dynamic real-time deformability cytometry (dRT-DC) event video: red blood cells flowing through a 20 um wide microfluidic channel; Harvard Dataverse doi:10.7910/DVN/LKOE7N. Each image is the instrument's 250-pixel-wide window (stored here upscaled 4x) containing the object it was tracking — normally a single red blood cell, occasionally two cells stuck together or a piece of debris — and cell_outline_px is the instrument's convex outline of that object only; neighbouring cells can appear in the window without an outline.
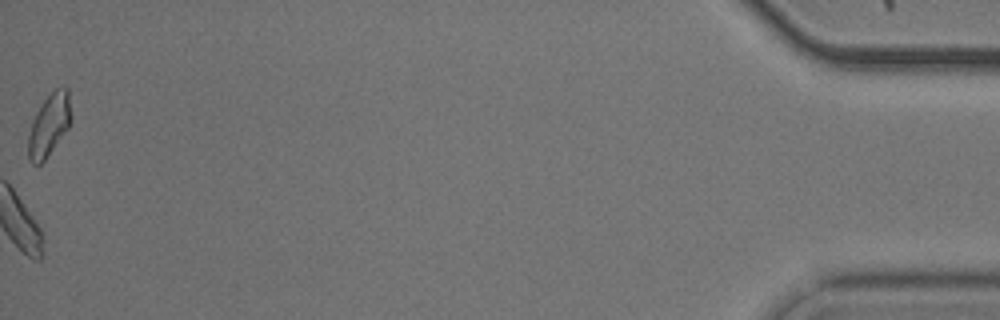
{"species": "common noctule bat (a hibernating species)", "species_latin": "Nyctalus noctula", "temperature_condition": "cold", "stored_images_in_passage": 39, "camera_frame_rate_fps": 3000, "um_per_image_px": 0.085, "animal": {"sex": "male", "body_mass_g": 20.5, "forearm_length_mm": 52.5}, "frame": {"image": 1, "passage_image": 39, "time_ms": 12.667, "image_size_px": [1000, 320], "cell_outline_px": [[72, 120], [68, 128], [44, 160], [40, 164], [32, 164], [28, 160], [28, 136], [32, 120], [36, 112], [44, 100], [56, 88], [68, 88], [72, 116]], "centroid_in_image_um": [4.18, 10.62], "position_along_channel_um": 431.0, "area_um2": 15.49}, "authors_computed_cell_mechanics": {"area_um2": 16.2996, "velocity_mm_per_s": 3.7061, "shape_relaxation_time_tau1_ms": 4.1579, "shape_relaxation_time_tau2_ms": 10.6839, "deformation_change_tau1": 0.0868, "deformation_change_tau2": 0.1546}}